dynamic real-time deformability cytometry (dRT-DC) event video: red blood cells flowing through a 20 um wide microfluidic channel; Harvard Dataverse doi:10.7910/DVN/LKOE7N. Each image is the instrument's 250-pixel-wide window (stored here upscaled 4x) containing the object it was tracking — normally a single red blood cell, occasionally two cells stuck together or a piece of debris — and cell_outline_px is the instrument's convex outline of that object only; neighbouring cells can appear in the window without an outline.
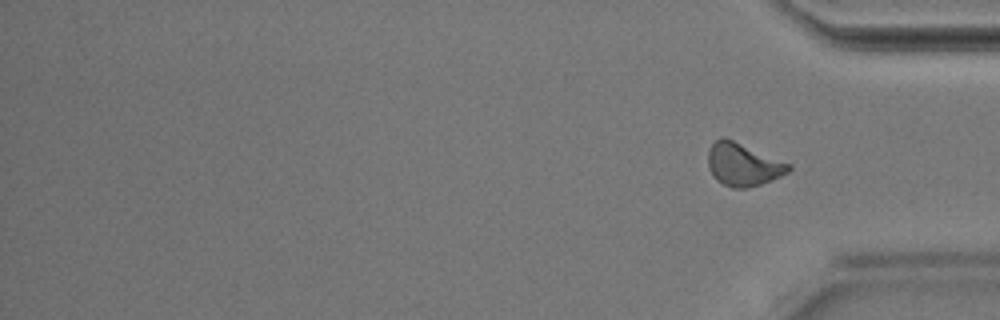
{"species": "Egyptian fruit bat (a non-hibernating species)", "species_latin": "Rousettus aegyptiacus", "temperature_condition": "room temperature", "stored_images_in_passage": 35, "segment_of_instrument_passage": [2, 2], "camera_frame_rate_fps": 3000, "um_per_image_px": 0.085, "animal": {"sex": "male"}, "frame": {"image": 1, "passage_image": 35, "time_ms": 11.333, "image_size_px": [1000, 320], "cell_outline_px": [[792, 168], [788, 172], [780, 176], [760, 184], [748, 188], [732, 188], [716, 180], [712, 176], [708, 168], [708, 148], [720, 136], [724, 136], [792, 164]], "centroid_in_image_um": [63.14, 13.97], "position_along_channel_um": 372.1, "area_um2": 20.29}}